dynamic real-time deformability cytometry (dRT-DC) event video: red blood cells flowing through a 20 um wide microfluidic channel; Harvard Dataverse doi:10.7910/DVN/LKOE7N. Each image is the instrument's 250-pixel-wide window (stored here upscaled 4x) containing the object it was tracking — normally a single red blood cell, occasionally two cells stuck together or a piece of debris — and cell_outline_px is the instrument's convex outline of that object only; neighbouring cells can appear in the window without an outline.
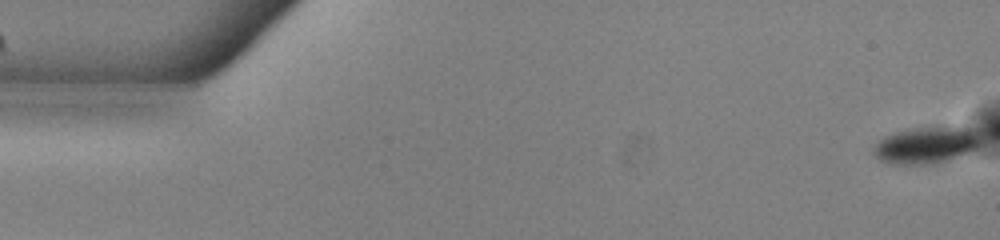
{"species": "common noctule bat (a hibernating species)", "species_latin": "Nyctalus noctula", "temperature_condition": "warm", "stored_images_in_passage": 54, "camera_frame_rate_fps": 3000, "um_per_image_px": 0.085, "animal": {"sex": "male", "body_mass_g": 13.0, "forearm_length_mm": 53.1}, "frame": {"image": 1, "passage_image": 1, "time_ms": 0.0, "image_size_px": [1000, 240], "cell_outline_px": [[984, 144], [968, 152], [932, 164], [888, 164], [880, 160], [872, 152], [876, 144], [884, 136], [896, 132], [912, 128], [936, 124], [952, 124], [976, 128]], "centroid_in_image_um": [78.81, 12.26], "position_along_channel_um": 6.2, "area_um2": 23.81}}
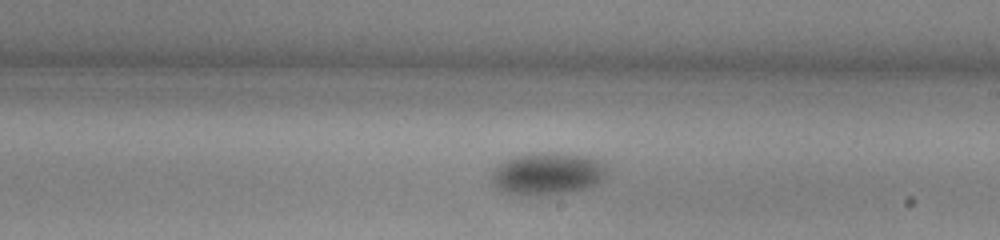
{"frame": {"image": 2, "passage_image": 31, "time_ms": 10.0, "image_size_px": [1000, 240], "cell_outline_px": [[608, 176], [596, 184], [584, 188], [560, 192], [528, 196], [524, 196], [508, 192], [496, 188], [492, 184], [492, 172], [496, 164], [512, 156], [532, 152], [556, 152], [584, 156], [596, 160], [608, 168]], "centroid_in_image_um": [46.48, 14.73], "position_along_channel_um": 242.5, "area_um2": 28.44}}
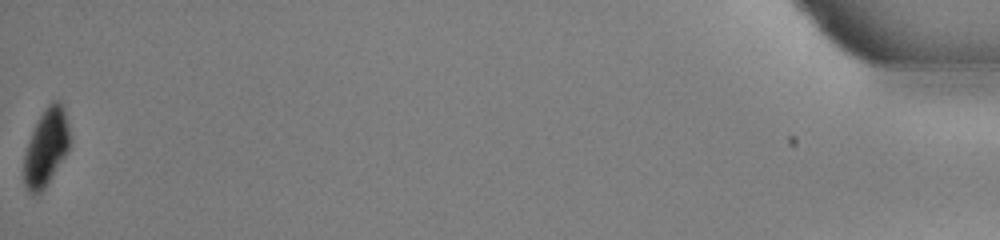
{"frame": {"image": 3, "passage_image": 54, "time_ms": 17.667, "image_size_px": [1000, 240], "cell_outline_px": [[68, 152], [44, 188], [36, 196], [32, 196], [24, 184], [24, 156], [32, 132], [40, 116], [48, 104], [52, 100], [60, 100], [64, 108], [68, 124]], "centroid_in_image_um": [3.92, 12.54], "position_along_channel_um": 431.3, "area_um2": 20.29}, "authors_computed_cell_mechanics": {"area_um2": 26.4724, "velocity_mm_per_s": 3.8523, "shape_relaxation_time_tau1_ms": 3.3164, "shape_relaxation_time_tau2_ms": null, "deformation_change_tau1": 0.0736, "deformation_change_tau2": null}}